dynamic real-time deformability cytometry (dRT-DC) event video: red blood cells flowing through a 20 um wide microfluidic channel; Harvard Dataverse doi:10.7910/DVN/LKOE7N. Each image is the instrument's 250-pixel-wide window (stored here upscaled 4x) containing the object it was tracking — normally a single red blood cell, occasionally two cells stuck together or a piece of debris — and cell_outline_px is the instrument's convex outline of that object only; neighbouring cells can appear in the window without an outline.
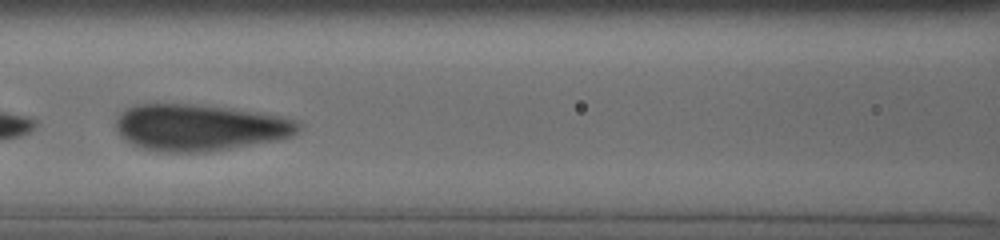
{"species": "human", "species_latin": "Homo sapiens", "temperature_condition": "cold", "stored_images_in_passage": 21, "camera_frame_rate_fps": 3000, "um_per_image_px": 0.085, "donor": {"sex": "male"}, "frame": {"image": 1, "passage_image": 16, "time_ms": 3.667, "image_size_px": [1000, 240], "cell_outline_px": [[300, 128], [292, 136], [276, 140], [204, 152], [164, 152], [140, 148], [124, 140], [120, 136], [116, 128], [116, 120], [120, 112], [124, 108], [136, 104], [192, 104], [228, 108], [280, 116], [296, 120], [300, 124]], "centroid_in_image_um": [16.89, 10.83], "position_along_channel_um": 149.7, "area_um2": 49.3}}